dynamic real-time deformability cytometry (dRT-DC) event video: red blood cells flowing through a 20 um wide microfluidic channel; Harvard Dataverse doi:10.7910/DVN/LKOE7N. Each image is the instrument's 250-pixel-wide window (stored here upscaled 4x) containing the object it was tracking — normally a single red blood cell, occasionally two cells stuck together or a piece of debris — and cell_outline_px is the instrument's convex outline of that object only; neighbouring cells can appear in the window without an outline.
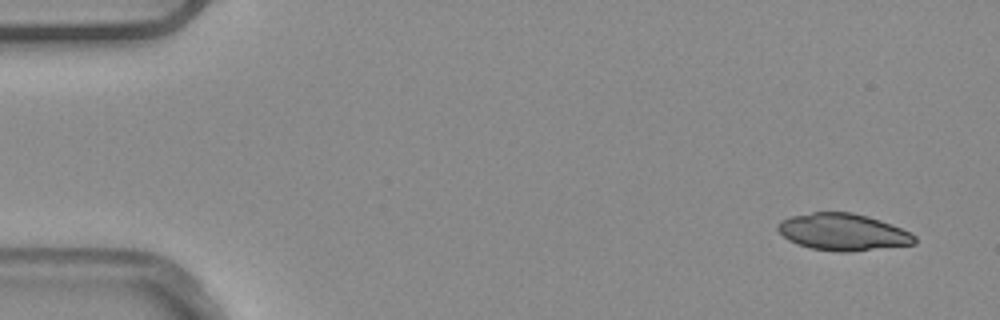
{"species": "common noctule bat (a hibernating species)", "species_latin": "Nyctalus noctula", "temperature_condition": "warm", "stored_images_in_passage": 5, "camera_frame_rate_fps": 3000, "um_per_image_px": 0.085, "animal": {"sex": "male", "body_mass_g": 20.4}, "frame": {"image": 1, "passage_image": 1, "time_ms": 0.0, "image_size_px": [1000, 320], "cell_outline_px": [[916, 244], [848, 252], [836, 252], [812, 248], [796, 244], [788, 240], [776, 228], [776, 224], [780, 220], [792, 216], [812, 212], [852, 212], [868, 216], [892, 224], [916, 236]], "centroid_in_image_um": [71.63, 19.72], "position_along_channel_um": 13.4, "area_um2": 29.48}}